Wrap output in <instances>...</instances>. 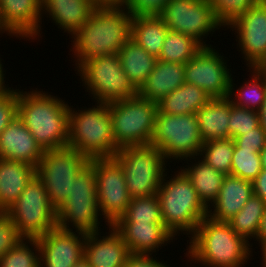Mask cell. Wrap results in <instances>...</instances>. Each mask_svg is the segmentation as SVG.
<instances>
[{
  "label": "cell",
  "instance_id": "cell-1",
  "mask_svg": "<svg viewBox=\"0 0 266 267\" xmlns=\"http://www.w3.org/2000/svg\"><path fill=\"white\" fill-rule=\"evenodd\" d=\"M132 18L127 8L96 7L83 27L69 38L73 70L92 58L118 54L131 38Z\"/></svg>",
  "mask_w": 266,
  "mask_h": 267
},
{
  "label": "cell",
  "instance_id": "cell-2",
  "mask_svg": "<svg viewBox=\"0 0 266 267\" xmlns=\"http://www.w3.org/2000/svg\"><path fill=\"white\" fill-rule=\"evenodd\" d=\"M185 247L184 261L187 260V266L190 262V267H245L254 259L255 252L251 243L237 235L228 222L209 216L201 221Z\"/></svg>",
  "mask_w": 266,
  "mask_h": 267
},
{
  "label": "cell",
  "instance_id": "cell-3",
  "mask_svg": "<svg viewBox=\"0 0 266 267\" xmlns=\"http://www.w3.org/2000/svg\"><path fill=\"white\" fill-rule=\"evenodd\" d=\"M21 87L17 88V116L36 142L44 151L67 147L70 102L52 91Z\"/></svg>",
  "mask_w": 266,
  "mask_h": 267
},
{
  "label": "cell",
  "instance_id": "cell-4",
  "mask_svg": "<svg viewBox=\"0 0 266 267\" xmlns=\"http://www.w3.org/2000/svg\"><path fill=\"white\" fill-rule=\"evenodd\" d=\"M173 168L170 167L164 175L157 197L164 226L178 240L181 235H187L188 238L193 235L201 221L208 216V208L200 200L186 174L180 168L172 171Z\"/></svg>",
  "mask_w": 266,
  "mask_h": 267
},
{
  "label": "cell",
  "instance_id": "cell-5",
  "mask_svg": "<svg viewBox=\"0 0 266 267\" xmlns=\"http://www.w3.org/2000/svg\"><path fill=\"white\" fill-rule=\"evenodd\" d=\"M71 104L70 102L67 146L90 160L113 157L119 148L113 139L109 105L92 102V106L90 104L88 108H79L78 105L73 108Z\"/></svg>",
  "mask_w": 266,
  "mask_h": 267
},
{
  "label": "cell",
  "instance_id": "cell-6",
  "mask_svg": "<svg viewBox=\"0 0 266 267\" xmlns=\"http://www.w3.org/2000/svg\"><path fill=\"white\" fill-rule=\"evenodd\" d=\"M57 226L86 234L108 230L110 225L102 217L98 207L94 159L75 177L71 193L57 209Z\"/></svg>",
  "mask_w": 266,
  "mask_h": 267
},
{
  "label": "cell",
  "instance_id": "cell-7",
  "mask_svg": "<svg viewBox=\"0 0 266 267\" xmlns=\"http://www.w3.org/2000/svg\"><path fill=\"white\" fill-rule=\"evenodd\" d=\"M113 157L123 169L131 198L157 194L171 167L162 152L151 144L120 148Z\"/></svg>",
  "mask_w": 266,
  "mask_h": 267
},
{
  "label": "cell",
  "instance_id": "cell-8",
  "mask_svg": "<svg viewBox=\"0 0 266 267\" xmlns=\"http://www.w3.org/2000/svg\"><path fill=\"white\" fill-rule=\"evenodd\" d=\"M92 102L112 103L134 97L138 90L123 71L118 54L85 61L75 72Z\"/></svg>",
  "mask_w": 266,
  "mask_h": 267
},
{
  "label": "cell",
  "instance_id": "cell-9",
  "mask_svg": "<svg viewBox=\"0 0 266 267\" xmlns=\"http://www.w3.org/2000/svg\"><path fill=\"white\" fill-rule=\"evenodd\" d=\"M117 147L149 145L155 130L158 104L137 94L108 103Z\"/></svg>",
  "mask_w": 266,
  "mask_h": 267
},
{
  "label": "cell",
  "instance_id": "cell-10",
  "mask_svg": "<svg viewBox=\"0 0 266 267\" xmlns=\"http://www.w3.org/2000/svg\"><path fill=\"white\" fill-rule=\"evenodd\" d=\"M150 144L158 148L171 165L174 161L172 166L199 156L203 142L196 113L169 115L158 110Z\"/></svg>",
  "mask_w": 266,
  "mask_h": 267
},
{
  "label": "cell",
  "instance_id": "cell-11",
  "mask_svg": "<svg viewBox=\"0 0 266 267\" xmlns=\"http://www.w3.org/2000/svg\"><path fill=\"white\" fill-rule=\"evenodd\" d=\"M5 213L22 238L37 239L57 226V210L37 175Z\"/></svg>",
  "mask_w": 266,
  "mask_h": 267
},
{
  "label": "cell",
  "instance_id": "cell-12",
  "mask_svg": "<svg viewBox=\"0 0 266 267\" xmlns=\"http://www.w3.org/2000/svg\"><path fill=\"white\" fill-rule=\"evenodd\" d=\"M89 162L88 157L68 146L44 151L36 167V175L43 182L56 210L71 193L75 177Z\"/></svg>",
  "mask_w": 266,
  "mask_h": 267
},
{
  "label": "cell",
  "instance_id": "cell-13",
  "mask_svg": "<svg viewBox=\"0 0 266 267\" xmlns=\"http://www.w3.org/2000/svg\"><path fill=\"white\" fill-rule=\"evenodd\" d=\"M159 17L169 30L190 36L203 47L214 46L209 35L212 38L217 31H226L207 0H169Z\"/></svg>",
  "mask_w": 266,
  "mask_h": 267
},
{
  "label": "cell",
  "instance_id": "cell-14",
  "mask_svg": "<svg viewBox=\"0 0 266 267\" xmlns=\"http://www.w3.org/2000/svg\"><path fill=\"white\" fill-rule=\"evenodd\" d=\"M220 50L216 46L203 47L185 64V83L200 87L211 98L229 97L230 81L235 73L230 68L232 62L228 63L229 58Z\"/></svg>",
  "mask_w": 266,
  "mask_h": 267
},
{
  "label": "cell",
  "instance_id": "cell-15",
  "mask_svg": "<svg viewBox=\"0 0 266 267\" xmlns=\"http://www.w3.org/2000/svg\"><path fill=\"white\" fill-rule=\"evenodd\" d=\"M100 214L109 225L122 217L131 202L122 167L114 157L94 158Z\"/></svg>",
  "mask_w": 266,
  "mask_h": 267
},
{
  "label": "cell",
  "instance_id": "cell-16",
  "mask_svg": "<svg viewBox=\"0 0 266 267\" xmlns=\"http://www.w3.org/2000/svg\"><path fill=\"white\" fill-rule=\"evenodd\" d=\"M234 33L235 49L247 68H256L266 57V2L257 1L226 30ZM242 56V57H241Z\"/></svg>",
  "mask_w": 266,
  "mask_h": 267
},
{
  "label": "cell",
  "instance_id": "cell-17",
  "mask_svg": "<svg viewBox=\"0 0 266 267\" xmlns=\"http://www.w3.org/2000/svg\"><path fill=\"white\" fill-rule=\"evenodd\" d=\"M86 233L58 226L37 238L40 267H74L84 257Z\"/></svg>",
  "mask_w": 266,
  "mask_h": 267
},
{
  "label": "cell",
  "instance_id": "cell-18",
  "mask_svg": "<svg viewBox=\"0 0 266 267\" xmlns=\"http://www.w3.org/2000/svg\"><path fill=\"white\" fill-rule=\"evenodd\" d=\"M0 21L14 39L42 41L41 0H0Z\"/></svg>",
  "mask_w": 266,
  "mask_h": 267
},
{
  "label": "cell",
  "instance_id": "cell-19",
  "mask_svg": "<svg viewBox=\"0 0 266 267\" xmlns=\"http://www.w3.org/2000/svg\"><path fill=\"white\" fill-rule=\"evenodd\" d=\"M108 229L105 234L103 230L86 234L84 259L90 267H124L130 255L121 235L112 225Z\"/></svg>",
  "mask_w": 266,
  "mask_h": 267
},
{
  "label": "cell",
  "instance_id": "cell-20",
  "mask_svg": "<svg viewBox=\"0 0 266 267\" xmlns=\"http://www.w3.org/2000/svg\"><path fill=\"white\" fill-rule=\"evenodd\" d=\"M112 226L127 244L130 254L157 255L176 240L164 223H114Z\"/></svg>",
  "mask_w": 266,
  "mask_h": 267
},
{
  "label": "cell",
  "instance_id": "cell-21",
  "mask_svg": "<svg viewBox=\"0 0 266 267\" xmlns=\"http://www.w3.org/2000/svg\"><path fill=\"white\" fill-rule=\"evenodd\" d=\"M43 153L44 150L18 116L0 133L2 159L23 161L37 167Z\"/></svg>",
  "mask_w": 266,
  "mask_h": 267
},
{
  "label": "cell",
  "instance_id": "cell-22",
  "mask_svg": "<svg viewBox=\"0 0 266 267\" xmlns=\"http://www.w3.org/2000/svg\"><path fill=\"white\" fill-rule=\"evenodd\" d=\"M96 8L93 0H41L42 21H52L71 38L79 31Z\"/></svg>",
  "mask_w": 266,
  "mask_h": 267
},
{
  "label": "cell",
  "instance_id": "cell-23",
  "mask_svg": "<svg viewBox=\"0 0 266 267\" xmlns=\"http://www.w3.org/2000/svg\"><path fill=\"white\" fill-rule=\"evenodd\" d=\"M252 195L251 181L226 175L217 199L208 208V216L215 221L228 222L243 208Z\"/></svg>",
  "mask_w": 266,
  "mask_h": 267
},
{
  "label": "cell",
  "instance_id": "cell-24",
  "mask_svg": "<svg viewBox=\"0 0 266 267\" xmlns=\"http://www.w3.org/2000/svg\"><path fill=\"white\" fill-rule=\"evenodd\" d=\"M185 64L157 60L153 71L138 90L141 97L158 103L185 83Z\"/></svg>",
  "mask_w": 266,
  "mask_h": 267
},
{
  "label": "cell",
  "instance_id": "cell-25",
  "mask_svg": "<svg viewBox=\"0 0 266 267\" xmlns=\"http://www.w3.org/2000/svg\"><path fill=\"white\" fill-rule=\"evenodd\" d=\"M36 175V167L0 158V212H5Z\"/></svg>",
  "mask_w": 266,
  "mask_h": 267
},
{
  "label": "cell",
  "instance_id": "cell-26",
  "mask_svg": "<svg viewBox=\"0 0 266 267\" xmlns=\"http://www.w3.org/2000/svg\"><path fill=\"white\" fill-rule=\"evenodd\" d=\"M183 161L179 168L191 180L202 203L209 208L217 199L225 175L215 170L199 156Z\"/></svg>",
  "mask_w": 266,
  "mask_h": 267
},
{
  "label": "cell",
  "instance_id": "cell-27",
  "mask_svg": "<svg viewBox=\"0 0 266 267\" xmlns=\"http://www.w3.org/2000/svg\"><path fill=\"white\" fill-rule=\"evenodd\" d=\"M230 110L231 100L225 97L211 98L196 112L203 143L230 138L228 127Z\"/></svg>",
  "mask_w": 266,
  "mask_h": 267
},
{
  "label": "cell",
  "instance_id": "cell-28",
  "mask_svg": "<svg viewBox=\"0 0 266 267\" xmlns=\"http://www.w3.org/2000/svg\"><path fill=\"white\" fill-rule=\"evenodd\" d=\"M250 72L249 78H244L240 86L235 82L236 75L230 81L229 98L231 102L241 108L258 111L266 95V71L256 68H246ZM248 79V80H247Z\"/></svg>",
  "mask_w": 266,
  "mask_h": 267
},
{
  "label": "cell",
  "instance_id": "cell-29",
  "mask_svg": "<svg viewBox=\"0 0 266 267\" xmlns=\"http://www.w3.org/2000/svg\"><path fill=\"white\" fill-rule=\"evenodd\" d=\"M118 57L123 71L137 90L145 83L158 60L131 38L123 45Z\"/></svg>",
  "mask_w": 266,
  "mask_h": 267
},
{
  "label": "cell",
  "instance_id": "cell-30",
  "mask_svg": "<svg viewBox=\"0 0 266 267\" xmlns=\"http://www.w3.org/2000/svg\"><path fill=\"white\" fill-rule=\"evenodd\" d=\"M210 99L211 97L200 87L184 83L164 96L157 104L161 113L169 115L194 114Z\"/></svg>",
  "mask_w": 266,
  "mask_h": 267
},
{
  "label": "cell",
  "instance_id": "cell-31",
  "mask_svg": "<svg viewBox=\"0 0 266 267\" xmlns=\"http://www.w3.org/2000/svg\"><path fill=\"white\" fill-rule=\"evenodd\" d=\"M169 29L159 16H133L131 39L150 55L159 58Z\"/></svg>",
  "mask_w": 266,
  "mask_h": 267
},
{
  "label": "cell",
  "instance_id": "cell-32",
  "mask_svg": "<svg viewBox=\"0 0 266 267\" xmlns=\"http://www.w3.org/2000/svg\"><path fill=\"white\" fill-rule=\"evenodd\" d=\"M265 209L266 203L253 194L243 208L228 223L237 235L252 243V240L256 239L260 220Z\"/></svg>",
  "mask_w": 266,
  "mask_h": 267
},
{
  "label": "cell",
  "instance_id": "cell-33",
  "mask_svg": "<svg viewBox=\"0 0 266 267\" xmlns=\"http://www.w3.org/2000/svg\"><path fill=\"white\" fill-rule=\"evenodd\" d=\"M203 46L194 38L169 30L159 55V60L186 64Z\"/></svg>",
  "mask_w": 266,
  "mask_h": 267
},
{
  "label": "cell",
  "instance_id": "cell-34",
  "mask_svg": "<svg viewBox=\"0 0 266 267\" xmlns=\"http://www.w3.org/2000/svg\"><path fill=\"white\" fill-rule=\"evenodd\" d=\"M115 223H163L157 194L132 198L125 214Z\"/></svg>",
  "mask_w": 266,
  "mask_h": 267
},
{
  "label": "cell",
  "instance_id": "cell-35",
  "mask_svg": "<svg viewBox=\"0 0 266 267\" xmlns=\"http://www.w3.org/2000/svg\"><path fill=\"white\" fill-rule=\"evenodd\" d=\"M235 143L231 138L203 143L199 157L223 175H230Z\"/></svg>",
  "mask_w": 266,
  "mask_h": 267
},
{
  "label": "cell",
  "instance_id": "cell-36",
  "mask_svg": "<svg viewBox=\"0 0 266 267\" xmlns=\"http://www.w3.org/2000/svg\"><path fill=\"white\" fill-rule=\"evenodd\" d=\"M0 267H40L37 239L22 238L0 258Z\"/></svg>",
  "mask_w": 266,
  "mask_h": 267
},
{
  "label": "cell",
  "instance_id": "cell-37",
  "mask_svg": "<svg viewBox=\"0 0 266 267\" xmlns=\"http://www.w3.org/2000/svg\"><path fill=\"white\" fill-rule=\"evenodd\" d=\"M262 170L258 150L234 148L230 175L253 181Z\"/></svg>",
  "mask_w": 266,
  "mask_h": 267
},
{
  "label": "cell",
  "instance_id": "cell-38",
  "mask_svg": "<svg viewBox=\"0 0 266 267\" xmlns=\"http://www.w3.org/2000/svg\"><path fill=\"white\" fill-rule=\"evenodd\" d=\"M218 22L226 28L250 9L258 0H207Z\"/></svg>",
  "mask_w": 266,
  "mask_h": 267
},
{
  "label": "cell",
  "instance_id": "cell-39",
  "mask_svg": "<svg viewBox=\"0 0 266 267\" xmlns=\"http://www.w3.org/2000/svg\"><path fill=\"white\" fill-rule=\"evenodd\" d=\"M260 125L259 114L256 110L241 108L231 102V110L229 116V135L233 139L243 135L245 132L251 131Z\"/></svg>",
  "mask_w": 266,
  "mask_h": 267
},
{
  "label": "cell",
  "instance_id": "cell-40",
  "mask_svg": "<svg viewBox=\"0 0 266 267\" xmlns=\"http://www.w3.org/2000/svg\"><path fill=\"white\" fill-rule=\"evenodd\" d=\"M21 239L11 218L5 212H0V258Z\"/></svg>",
  "mask_w": 266,
  "mask_h": 267
},
{
  "label": "cell",
  "instance_id": "cell-41",
  "mask_svg": "<svg viewBox=\"0 0 266 267\" xmlns=\"http://www.w3.org/2000/svg\"><path fill=\"white\" fill-rule=\"evenodd\" d=\"M235 148H243L247 150L260 151L266 146V133L259 125L256 128H252L251 131L245 132L243 135L233 138Z\"/></svg>",
  "mask_w": 266,
  "mask_h": 267
},
{
  "label": "cell",
  "instance_id": "cell-42",
  "mask_svg": "<svg viewBox=\"0 0 266 267\" xmlns=\"http://www.w3.org/2000/svg\"><path fill=\"white\" fill-rule=\"evenodd\" d=\"M17 116V85L9 93L0 96V133Z\"/></svg>",
  "mask_w": 266,
  "mask_h": 267
},
{
  "label": "cell",
  "instance_id": "cell-43",
  "mask_svg": "<svg viewBox=\"0 0 266 267\" xmlns=\"http://www.w3.org/2000/svg\"><path fill=\"white\" fill-rule=\"evenodd\" d=\"M169 0H130L127 10L132 16H159Z\"/></svg>",
  "mask_w": 266,
  "mask_h": 267
},
{
  "label": "cell",
  "instance_id": "cell-44",
  "mask_svg": "<svg viewBox=\"0 0 266 267\" xmlns=\"http://www.w3.org/2000/svg\"><path fill=\"white\" fill-rule=\"evenodd\" d=\"M160 260L156 255L130 254L124 267H172L168 261Z\"/></svg>",
  "mask_w": 266,
  "mask_h": 267
},
{
  "label": "cell",
  "instance_id": "cell-45",
  "mask_svg": "<svg viewBox=\"0 0 266 267\" xmlns=\"http://www.w3.org/2000/svg\"><path fill=\"white\" fill-rule=\"evenodd\" d=\"M253 194L260 197L266 203V169H262L252 181Z\"/></svg>",
  "mask_w": 266,
  "mask_h": 267
},
{
  "label": "cell",
  "instance_id": "cell-46",
  "mask_svg": "<svg viewBox=\"0 0 266 267\" xmlns=\"http://www.w3.org/2000/svg\"><path fill=\"white\" fill-rule=\"evenodd\" d=\"M265 243H266V209L264 211L263 216L261 217L259 228L257 231V236H256V239L252 241L251 247L253 249V246L255 244L256 246L258 245L257 247H255L258 249L260 246H262Z\"/></svg>",
  "mask_w": 266,
  "mask_h": 267
},
{
  "label": "cell",
  "instance_id": "cell-47",
  "mask_svg": "<svg viewBox=\"0 0 266 267\" xmlns=\"http://www.w3.org/2000/svg\"><path fill=\"white\" fill-rule=\"evenodd\" d=\"M0 55H1V53H0ZM2 61L4 62V59H2L0 56V96H3L5 94L9 93L10 91H12L15 88V87H12L13 86L12 84L10 87V85L8 83L9 79L6 81V75H7L6 71H8V70H6L4 68V63Z\"/></svg>",
  "mask_w": 266,
  "mask_h": 267
},
{
  "label": "cell",
  "instance_id": "cell-48",
  "mask_svg": "<svg viewBox=\"0 0 266 267\" xmlns=\"http://www.w3.org/2000/svg\"><path fill=\"white\" fill-rule=\"evenodd\" d=\"M96 7L127 8L130 0H93Z\"/></svg>",
  "mask_w": 266,
  "mask_h": 267
},
{
  "label": "cell",
  "instance_id": "cell-49",
  "mask_svg": "<svg viewBox=\"0 0 266 267\" xmlns=\"http://www.w3.org/2000/svg\"><path fill=\"white\" fill-rule=\"evenodd\" d=\"M258 114H259L260 126L262 127V129L266 133V95H265V100H264L262 106L258 110Z\"/></svg>",
  "mask_w": 266,
  "mask_h": 267
},
{
  "label": "cell",
  "instance_id": "cell-50",
  "mask_svg": "<svg viewBox=\"0 0 266 267\" xmlns=\"http://www.w3.org/2000/svg\"><path fill=\"white\" fill-rule=\"evenodd\" d=\"M260 251H257L256 254H259L258 252H261L260 254V267H266V243L259 247Z\"/></svg>",
  "mask_w": 266,
  "mask_h": 267
},
{
  "label": "cell",
  "instance_id": "cell-51",
  "mask_svg": "<svg viewBox=\"0 0 266 267\" xmlns=\"http://www.w3.org/2000/svg\"><path fill=\"white\" fill-rule=\"evenodd\" d=\"M4 35V37L6 38L7 36H9L10 38H14L9 32L8 30L2 25L1 21H0V37H2ZM1 41V40H0Z\"/></svg>",
  "mask_w": 266,
  "mask_h": 267
},
{
  "label": "cell",
  "instance_id": "cell-52",
  "mask_svg": "<svg viewBox=\"0 0 266 267\" xmlns=\"http://www.w3.org/2000/svg\"><path fill=\"white\" fill-rule=\"evenodd\" d=\"M262 169H266V146L260 151Z\"/></svg>",
  "mask_w": 266,
  "mask_h": 267
},
{
  "label": "cell",
  "instance_id": "cell-53",
  "mask_svg": "<svg viewBox=\"0 0 266 267\" xmlns=\"http://www.w3.org/2000/svg\"><path fill=\"white\" fill-rule=\"evenodd\" d=\"M74 267H90V265L83 257L79 262L74 265Z\"/></svg>",
  "mask_w": 266,
  "mask_h": 267
},
{
  "label": "cell",
  "instance_id": "cell-54",
  "mask_svg": "<svg viewBox=\"0 0 266 267\" xmlns=\"http://www.w3.org/2000/svg\"><path fill=\"white\" fill-rule=\"evenodd\" d=\"M260 71H266V57L265 59L256 67Z\"/></svg>",
  "mask_w": 266,
  "mask_h": 267
}]
</instances>
